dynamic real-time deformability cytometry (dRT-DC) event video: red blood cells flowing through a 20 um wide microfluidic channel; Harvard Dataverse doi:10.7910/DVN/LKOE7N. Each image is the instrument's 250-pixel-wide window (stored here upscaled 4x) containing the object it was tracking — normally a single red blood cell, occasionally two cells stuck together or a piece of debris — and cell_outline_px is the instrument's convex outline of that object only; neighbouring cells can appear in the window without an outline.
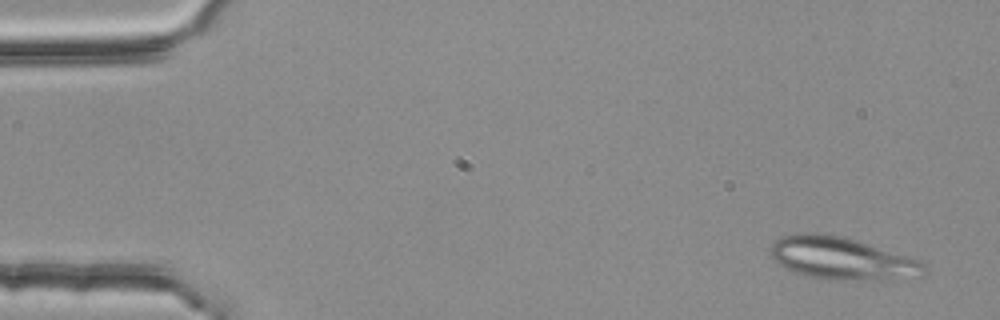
{"species": "common noctule bat (a hibernating species)", "species_latin": "Nyctalus noctula", "temperature_condition": "room temperature", "stored_images_in_passage": 5, "camera_frame_rate_fps": 3000, "um_per_image_px": 0.085, "animal": {"sex": "female", "body_mass_g": 25.1}, "frame": {"image": 1, "passage_image": 1, "time_ms": 0.0, "image_size_px": [1000, 320], "cell_outline_px": [[924, 276], [888, 280], [828, 280], [796, 272], [776, 264], [772, 260], [768, 252], [768, 248], [776, 240], [784, 236], [804, 232], [824, 232], [844, 236], [908, 256], [920, 260], [924, 264]], "centroid_in_image_um": [71.53, 21.96], "position_along_channel_um": 13.5, "area_um2": 38.49}}